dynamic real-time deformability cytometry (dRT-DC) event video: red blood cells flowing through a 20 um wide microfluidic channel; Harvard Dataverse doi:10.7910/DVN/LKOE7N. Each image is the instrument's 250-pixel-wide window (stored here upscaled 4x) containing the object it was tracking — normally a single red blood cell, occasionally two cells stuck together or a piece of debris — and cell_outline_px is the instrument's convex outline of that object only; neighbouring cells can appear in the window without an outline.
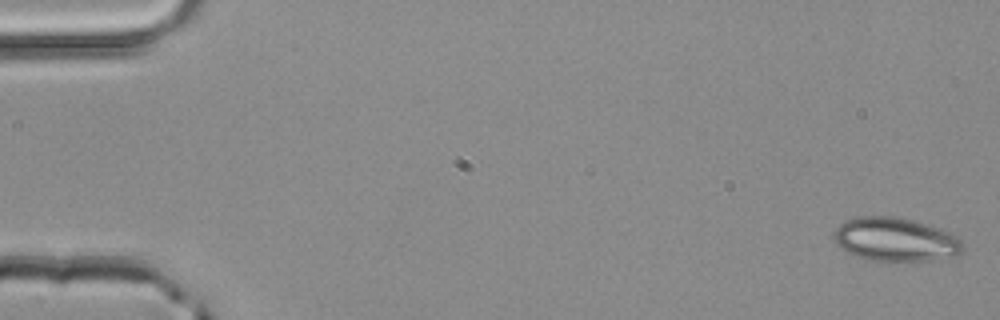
{"species": "common noctule bat (a hibernating species)", "species_latin": "Nyctalus noctula", "temperature_condition": "room temperature", "stored_images_in_passage": 4, "camera_frame_rate_fps": 3000, "um_per_image_px": 0.085, "animal": {"sex": "male", "body_mass_g": 20.4}, "frame": {"image": 1, "passage_image": 1, "time_ms": 0.0, "image_size_px": [1000, 320], "cell_outline_px": [[964, 248], [956, 256], [928, 260], [868, 260], [848, 252], [836, 244], [832, 236], [836, 228], [840, 224], [856, 216], [896, 216], [912, 220], [940, 228], [956, 236], [964, 244]], "centroid_in_image_um": [76.1, 20.34], "position_along_channel_um": 8.9, "area_um2": 32.6}}